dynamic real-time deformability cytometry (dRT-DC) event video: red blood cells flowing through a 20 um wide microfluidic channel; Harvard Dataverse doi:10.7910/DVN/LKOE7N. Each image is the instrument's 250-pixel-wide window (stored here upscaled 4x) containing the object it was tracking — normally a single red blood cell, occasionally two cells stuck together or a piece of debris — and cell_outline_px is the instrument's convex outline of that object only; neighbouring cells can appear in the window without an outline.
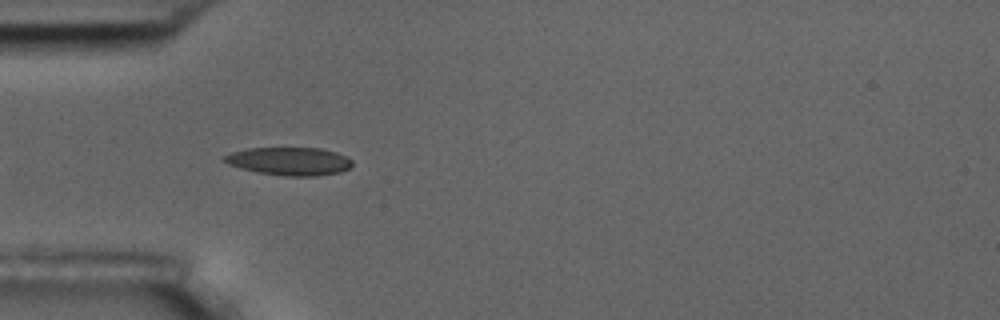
{"species": "common noctule bat (a hibernating species)", "species_latin": "Nyctalus noctula", "temperature_condition": "room temperature", "stored_images_in_passage": 6, "camera_frame_rate_fps": 3000, "um_per_image_px": 0.085, "animal": {"sex": "male", "body_mass_g": 17.5, "forearm_length_mm": 52.3}, "frame": {"image": 1, "passage_image": 5, "time_ms": 5.333, "image_size_px": [1000, 320], "cell_outline_px": [[352, 164], [348, 168], [340, 172], [316, 176], [284, 176], [256, 172], [240, 168], [228, 164], [224, 160], [224, 156], [232, 152], [248, 148], [320, 148], [336, 152], [352, 160]], "centroid_in_image_um": [24.59, 13.71], "position_along_channel_um": 60.4, "area_um2": 20.81}}